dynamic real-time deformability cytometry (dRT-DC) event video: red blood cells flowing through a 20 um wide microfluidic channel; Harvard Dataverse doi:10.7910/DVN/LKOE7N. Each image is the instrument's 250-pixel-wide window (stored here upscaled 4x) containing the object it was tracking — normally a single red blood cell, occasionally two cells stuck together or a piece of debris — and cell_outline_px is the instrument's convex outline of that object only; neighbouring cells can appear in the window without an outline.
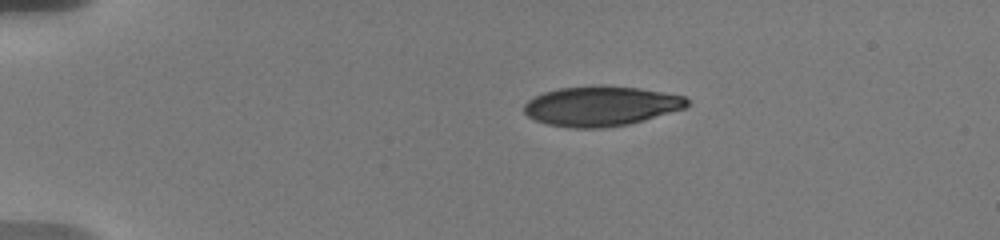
{"species": "human", "species_latin": "Homo sapiens", "temperature_condition": "warm", "stored_images_in_passage": 50, "camera_frame_rate_fps": 3000, "um_per_image_px": 0.085, "donor": {"sex": "male"}, "frame": {"image": 1, "passage_image": 1, "time_ms": 0.0, "image_size_px": [1000, 240], "cell_outline_px": [[688, 108], [644, 120], [628, 124], [604, 128], [572, 128], [548, 124], [536, 120], [528, 116], [524, 112], [524, 104], [528, 100], [544, 92], [560, 88], [600, 84], [640, 88], [684, 96], [688, 100]], "centroid_in_image_um": [51.11, 9.01], "position_along_channel_um": 33.9, "area_um2": 38.09}}
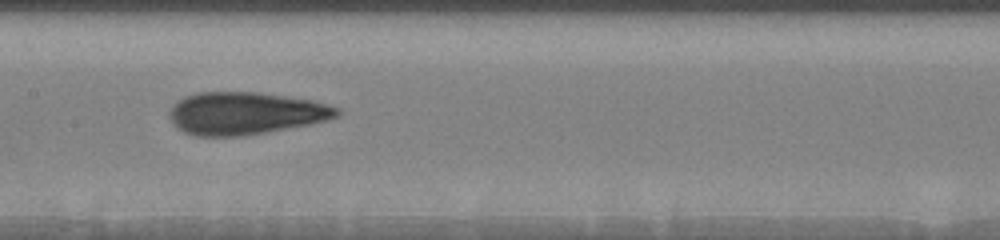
{"frame": {"image": 2, "passage_image": 19, "time_ms": 6.0, "image_size_px": [1000, 240], "cell_outline_px": [[340, 116], [328, 120], [312, 124], [244, 136], [192, 136], [176, 128], [172, 124], [168, 116], [168, 112], [172, 104], [176, 100], [184, 96], [196, 92], [256, 92], [312, 100], [340, 108]], "centroid_in_image_um": [20.81, 9.64], "position_along_channel_um": 186.6, "area_um2": 42.02}}
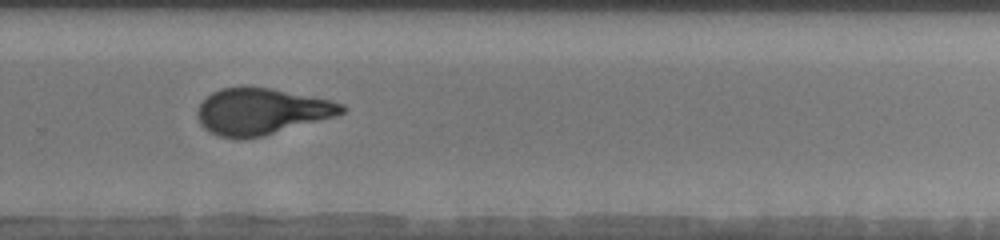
{"frame": {"image": 3, "passage_image": 32, "time_ms": 9.333, "image_size_px": [1000, 240], "cell_outline_px": [[348, 108], [344, 112], [336, 116], [264, 136], [240, 140], [220, 136], [208, 132], [200, 124], [196, 116], [196, 112], [200, 104], [212, 92], [220, 88], [244, 84], [272, 88], [332, 100], [344, 104]], "centroid_in_image_um": [22.21, 9.45], "position_along_channel_um": 307.6, "area_um2": 39.88}, "authors_computed_cell_mechanics": {"area_um2": 39.8531, "velocity_mm_per_s": 3.6517, "shape_relaxation_time_tau1_ms": 5.3226, "shape_relaxation_time_tau2_ms": 1.3594, "deformation_change_tau1": 0.2164, "deformation_change_tau2": 0.0886}}